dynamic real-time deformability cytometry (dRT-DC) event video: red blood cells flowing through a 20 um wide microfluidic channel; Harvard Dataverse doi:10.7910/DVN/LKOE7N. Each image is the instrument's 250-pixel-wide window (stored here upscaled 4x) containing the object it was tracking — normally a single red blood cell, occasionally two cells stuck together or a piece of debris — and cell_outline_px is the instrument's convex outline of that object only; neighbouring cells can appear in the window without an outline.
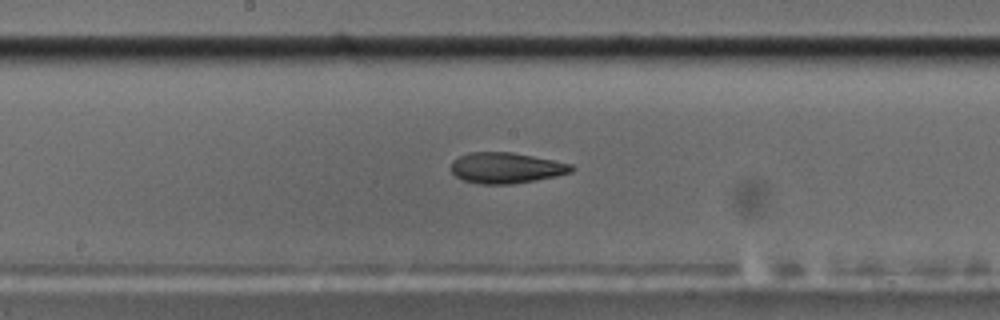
{"species": "common noctule bat (a hibernating species)", "species_latin": "Nyctalus noctula", "temperature_condition": "cold", "stored_images_in_passage": 41, "camera_frame_rate_fps": 3000, "um_per_image_px": 0.085, "animal": {"sex": "male", "body_mass_g": 17.5, "forearm_length_mm": 52.3}, "frame": {"image": 1, "passage_image": 18, "time_ms": 5.667, "image_size_px": [1000, 320], "cell_outline_px": [[576, 168], [572, 172], [556, 176], [536, 180], [512, 184], [480, 184], [464, 180], [456, 176], [452, 172], [452, 160], [468, 152], [512, 152], [572, 164]], "centroid_in_image_um": [43.03, 14.27], "position_along_channel_um": 205.2, "area_um2": 21.56}, "authors_computed_cell_mechanics": {"area_um2": 22.0218, "velocity_mm_per_s": 3.5417, "shape_relaxation_time_tau1_ms": null, "shape_relaxation_time_tau2_ms": 3.0631, "deformation_change_tau1": null, "deformation_change_tau2": 0.1116}}